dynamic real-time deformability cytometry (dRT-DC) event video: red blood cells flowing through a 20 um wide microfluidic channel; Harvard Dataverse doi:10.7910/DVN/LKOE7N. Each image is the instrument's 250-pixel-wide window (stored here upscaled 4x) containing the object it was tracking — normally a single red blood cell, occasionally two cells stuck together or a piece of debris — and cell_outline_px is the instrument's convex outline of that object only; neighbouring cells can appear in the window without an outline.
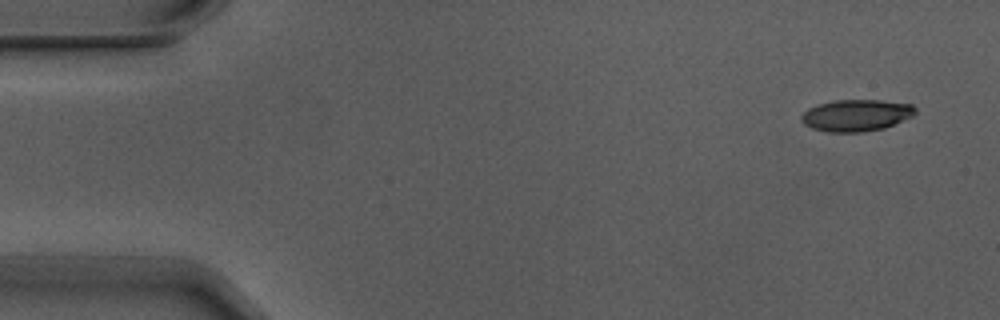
{"species": "Egyptian fruit bat (a non-hibernating species)", "species_latin": "Rousettus aegyptiacus", "temperature_condition": "warm", "stored_images_in_passage": 7, "camera_frame_rate_fps": 3000, "um_per_image_px": 0.085, "animal": {"sex": "male"}, "frame": {"image": 1, "passage_image": 2, "time_ms": 0.333, "image_size_px": [1000, 320], "cell_outline_px": [[916, 112], [912, 116], [884, 128], [860, 132], [828, 132], [812, 128], [804, 124], [800, 120], [800, 116], [808, 108], [816, 104], [836, 100], [880, 100], [912, 104], [916, 108]], "centroid_in_image_um": [72.75, 9.79], "position_along_channel_um": 12.2, "area_um2": 21.1}}
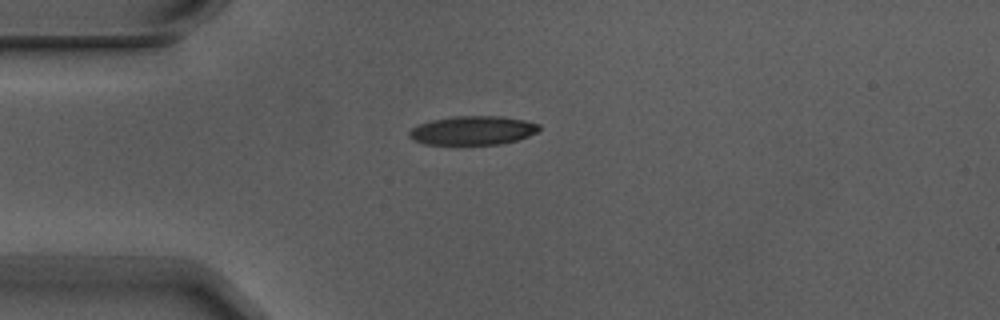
{"frame": {"image": 2, "passage_image": 5, "time_ms": 1.333, "image_size_px": [1000, 320], "cell_outline_px": [[540, 128], [536, 132], [528, 136], [516, 140], [500, 144], [424, 144], [412, 140], [408, 136], [408, 132], [412, 128], [420, 124], [432, 120], [456, 116], [500, 116], [524, 120], [540, 124]], "centroid_in_image_um": [40.17, 11.09], "position_along_channel_um": 44.8, "area_um2": 21.73}}
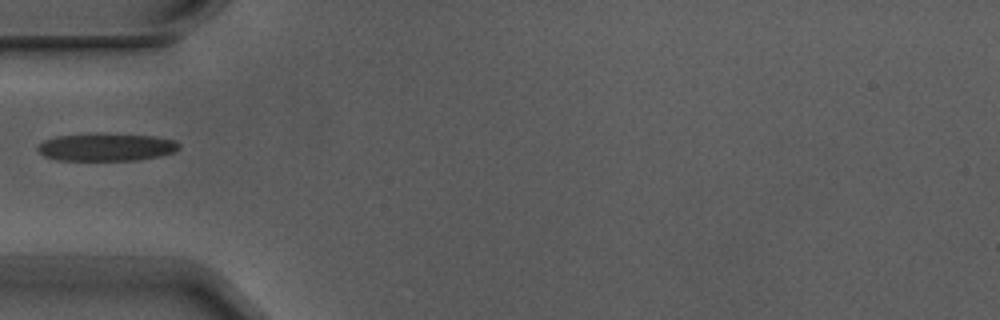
{"frame": {"image": 3, "passage_image": 6, "time_ms": 1.667, "image_size_px": [1000, 320], "cell_outline_px": [[180, 148], [176, 152], [160, 156], [136, 160], [56, 160], [44, 156], [36, 148], [44, 140], [56, 136], [152, 136], [176, 140], [180, 144]], "centroid_in_image_um": [9.08, 12.55], "position_along_channel_um": 75.9, "area_um2": 21.85}}